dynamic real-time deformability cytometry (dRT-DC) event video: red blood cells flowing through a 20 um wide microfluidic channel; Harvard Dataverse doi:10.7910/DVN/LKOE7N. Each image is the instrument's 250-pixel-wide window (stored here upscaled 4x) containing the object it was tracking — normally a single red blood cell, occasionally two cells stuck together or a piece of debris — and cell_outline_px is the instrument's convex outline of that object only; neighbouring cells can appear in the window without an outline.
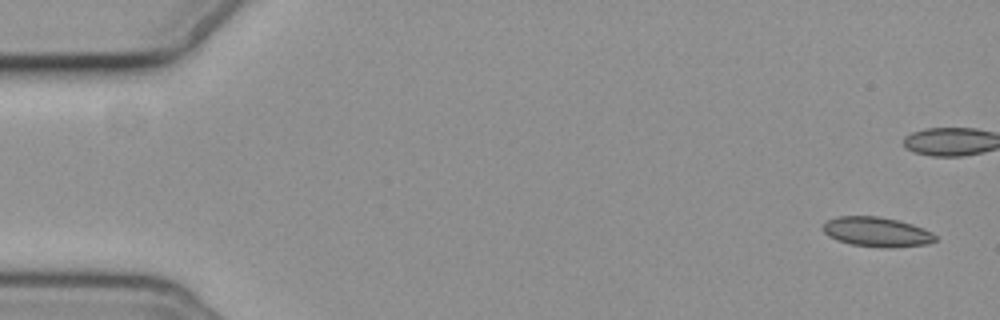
{"species": "common noctule bat (a hibernating species)", "species_latin": "Nyctalus noctula", "temperature_condition": "cold", "stored_images_in_passage": 5, "camera_frame_rate_fps": 3000, "um_per_image_px": 0.085, "animal": {"sex": "female", "body_mass_g": 19.3, "forearm_length_mm": 54.1}, "frame": {"image": 1, "passage_image": 1, "time_ms": 0.0, "image_size_px": [1000, 320], "cell_outline_px": [[936, 240], [928, 244], [880, 248], [852, 244], [836, 240], [828, 236], [824, 232], [824, 224], [828, 220], [836, 216], [876, 216], [896, 220], [912, 224], [932, 232], [936, 236]], "centroid_in_image_um": [74.51, 19.71], "position_along_channel_um": 10.5, "area_um2": 19.25}}